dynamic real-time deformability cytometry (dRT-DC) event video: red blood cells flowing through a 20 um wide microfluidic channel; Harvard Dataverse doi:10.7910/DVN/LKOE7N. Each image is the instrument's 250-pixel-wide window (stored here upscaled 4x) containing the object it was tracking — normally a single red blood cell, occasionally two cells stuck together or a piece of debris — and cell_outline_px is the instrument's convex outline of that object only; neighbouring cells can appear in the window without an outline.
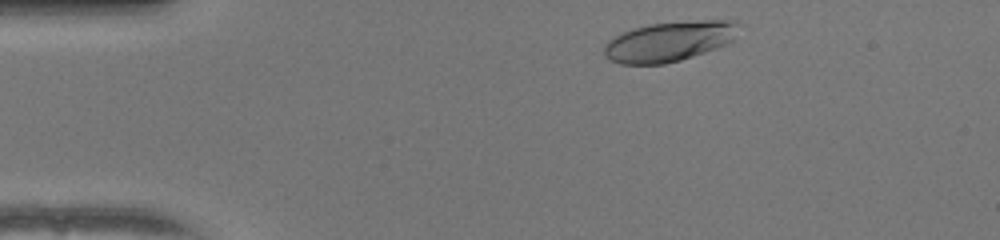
{"species": "human", "species_latin": "Homo sapiens", "temperature_condition": "warm", "stored_images_in_passage": 37, "camera_frame_rate_fps": 3000, "um_per_image_px": 0.085, "donor": {"sex": "female"}, "frame": {"image": 1, "passage_image": 3, "time_ms": 0.667, "image_size_px": [1000, 240], "cell_outline_px": [[736, 24], [732, 40], [728, 44], [680, 60], [664, 64], [620, 64], [604, 56], [604, 44], [608, 40], [632, 28], [648, 24], [696, 20], [728, 20]], "centroid_in_image_um": [56.81, 3.52], "position_along_channel_um": 28.2, "area_um2": 30.98}}
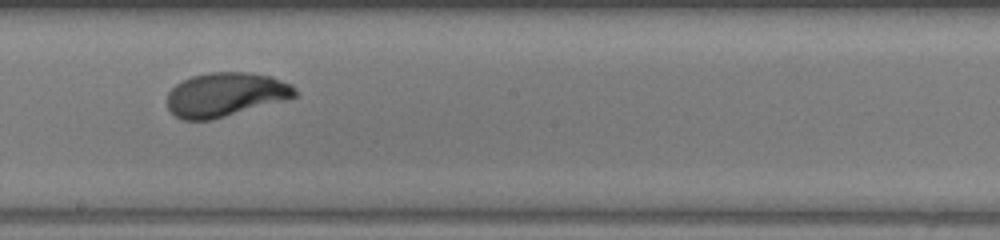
{"frame": {"image": 2, "passage_image": 23, "time_ms": 7.333, "image_size_px": [1000, 240], "cell_outline_px": [[296, 96], [288, 100], [212, 120], [184, 120], [176, 116], [168, 108], [168, 92], [176, 84], [192, 76], [208, 72], [252, 72], [272, 76], [292, 84], [296, 92]], "centroid_in_image_um": [19.21, 8.03], "position_along_channel_um": 229.0, "area_um2": 33.06}}
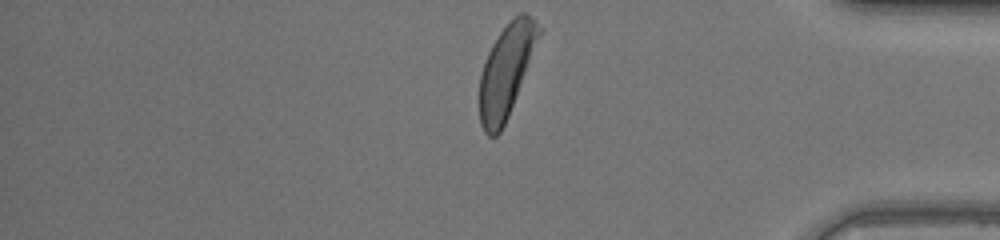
{"frame": {"image": 3, "passage_image": 37, "time_ms": 12.0, "image_size_px": [1000, 240], "cell_outline_px": [[544, 28], [508, 116], [500, 132], [496, 136], [488, 136], [484, 132], [480, 124], [480, 72], [488, 52], [492, 44], [500, 32], [520, 12], [524, 12]], "centroid_in_image_um": [43.04, 6.01], "position_along_channel_um": 392.2, "area_um2": 31.62}, "authors_computed_cell_mechanics": {"area_um2": 32.3102, "velocity_mm_per_s": 4.0386, "shape_relaxation_time_tau1_ms": 2.9026, "shape_relaxation_time_tau2_ms": null, "deformation_change_tau1": 0.1704, "deformation_change_tau2": null}}